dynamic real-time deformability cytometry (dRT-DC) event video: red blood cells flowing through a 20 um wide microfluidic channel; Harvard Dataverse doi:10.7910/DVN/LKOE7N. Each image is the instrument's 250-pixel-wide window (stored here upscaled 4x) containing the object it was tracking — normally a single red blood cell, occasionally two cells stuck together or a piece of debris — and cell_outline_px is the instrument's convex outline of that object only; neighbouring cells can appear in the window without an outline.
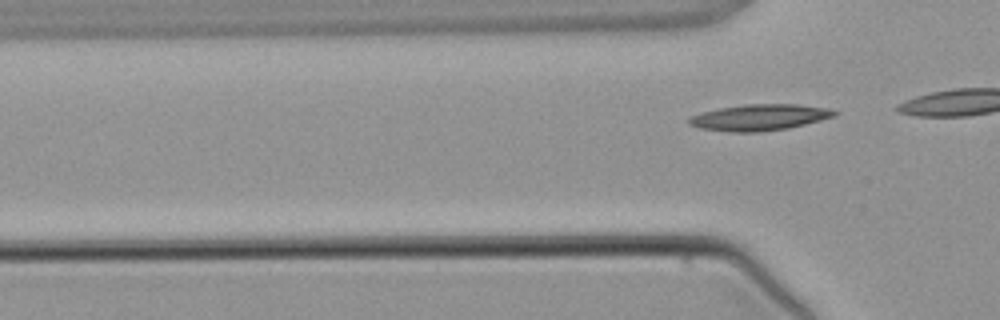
{"species": "common noctule bat (a hibernating species)", "species_latin": "Nyctalus noctula", "temperature_condition": "warm", "stored_images_in_passage": 2, "camera_frame_rate_fps": 3000, "um_per_image_px": 0.085, "animal": {"sex": "male", "body_mass_g": 21.5, "forearm_length_mm": 52.0}, "frame": {"image": 1, "passage_image": 2, "time_ms": 1.333, "image_size_px": [1000, 320], "cell_outline_px": [[840, 112], [836, 116], [788, 128], [756, 132], [732, 132], [700, 128], [688, 124], [688, 120], [692, 116], [700, 112], [720, 108], [744, 104], [796, 104], [832, 108]], "centroid_in_image_um": [64.59, 9.97], "position_along_channel_um": 61.2, "area_um2": 22.25}}